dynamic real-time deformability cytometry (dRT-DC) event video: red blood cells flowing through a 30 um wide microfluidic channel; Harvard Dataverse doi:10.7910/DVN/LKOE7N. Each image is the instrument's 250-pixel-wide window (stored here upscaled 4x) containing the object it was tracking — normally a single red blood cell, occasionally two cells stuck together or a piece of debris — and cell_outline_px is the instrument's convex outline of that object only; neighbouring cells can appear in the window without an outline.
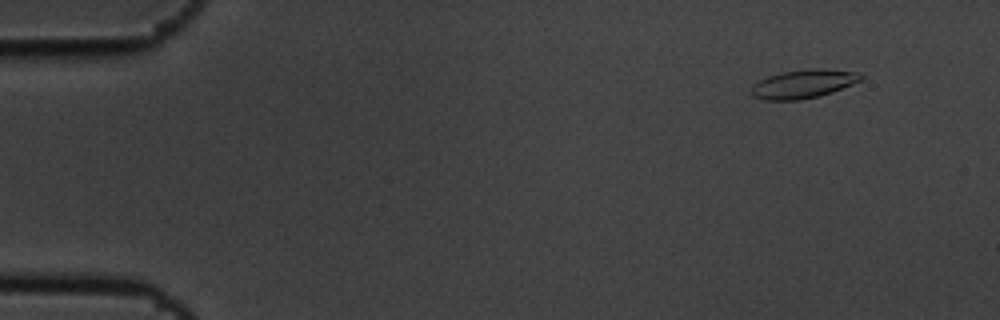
{"species": "common noctule bat (a hibernating species)", "species_latin": "Nyctalus noctula", "temperature_condition": "cold", "stored_images_in_passage": 5, "camera_frame_rate_fps": 3000, "um_per_image_px": 0.085, "animal": {"sex": "male", "body_mass_g": 19.5, "forearm_length_mm": 54.6}, "frame": {"image": 1, "passage_image": 2, "time_ms": 0.333, "image_size_px": [1000, 320], "cell_outline_px": [[864, 76], [860, 80], [852, 84], [832, 92], [800, 100], [764, 100], [752, 96], [752, 84], [768, 76], [784, 72], [808, 68], [820, 68], [860, 72]], "centroid_in_image_um": [68.29, 7.12], "position_along_channel_um": 16.7, "area_um2": 18.21}}